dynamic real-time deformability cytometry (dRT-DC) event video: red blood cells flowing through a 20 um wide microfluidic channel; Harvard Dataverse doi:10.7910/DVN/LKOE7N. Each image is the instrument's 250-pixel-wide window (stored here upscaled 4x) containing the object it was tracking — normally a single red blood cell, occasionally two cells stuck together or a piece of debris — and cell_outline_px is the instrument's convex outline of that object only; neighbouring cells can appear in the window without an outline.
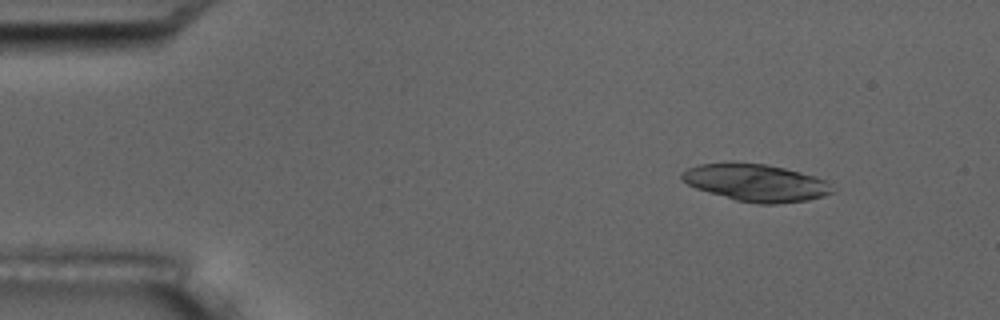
{"species": "common noctule bat (a hibernating species)", "species_latin": "Nyctalus noctula", "temperature_condition": "room temperature", "stored_images_in_passage": 5, "camera_frame_rate_fps": 3000, "um_per_image_px": 0.085, "animal": {"sex": "male", "body_mass_g": 17.5, "forearm_length_mm": 52.3}, "frame": {"image": 1, "passage_image": 2, "time_ms": 1.0, "image_size_px": [1000, 320], "cell_outline_px": [[832, 192], [824, 196], [808, 200], [776, 204], [760, 204], [736, 200], [708, 192], [696, 188], [680, 180], [680, 172], [696, 164], [728, 160], [764, 164], [784, 168], [816, 176], [824, 180], [828, 184]], "centroid_in_image_um": [64.15, 15.5], "position_along_channel_um": 20.8, "area_um2": 33.06}}